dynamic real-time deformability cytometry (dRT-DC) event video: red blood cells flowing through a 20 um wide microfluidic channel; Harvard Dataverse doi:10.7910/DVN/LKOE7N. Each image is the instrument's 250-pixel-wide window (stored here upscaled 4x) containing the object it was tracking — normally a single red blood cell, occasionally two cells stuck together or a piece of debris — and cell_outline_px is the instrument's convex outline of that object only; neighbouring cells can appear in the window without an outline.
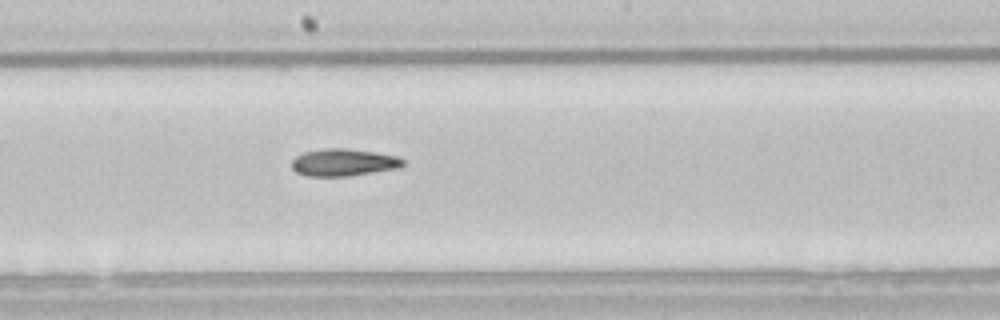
{"species": "common noctule bat (a hibernating species)", "species_latin": "Nyctalus noctula", "temperature_condition": "room temperature", "stored_images_in_passage": 36, "camera_frame_rate_fps": 3000, "um_per_image_px": 0.085, "animal": {"sex": "male", "body_mass_g": 21.5, "forearm_length_mm": 52.0}, "frame": {"image": 1, "passage_image": 16, "time_ms": 5.0, "image_size_px": [1000, 320], "cell_outline_px": [[404, 164], [400, 168], [348, 176], [304, 176], [296, 172], [292, 168], [292, 160], [296, 156], [304, 152], [324, 148], [344, 148], [372, 152], [396, 156], [404, 160]], "centroid_in_image_um": [29.17, 13.81], "position_along_channel_um": 219.0, "area_um2": 17.63}}